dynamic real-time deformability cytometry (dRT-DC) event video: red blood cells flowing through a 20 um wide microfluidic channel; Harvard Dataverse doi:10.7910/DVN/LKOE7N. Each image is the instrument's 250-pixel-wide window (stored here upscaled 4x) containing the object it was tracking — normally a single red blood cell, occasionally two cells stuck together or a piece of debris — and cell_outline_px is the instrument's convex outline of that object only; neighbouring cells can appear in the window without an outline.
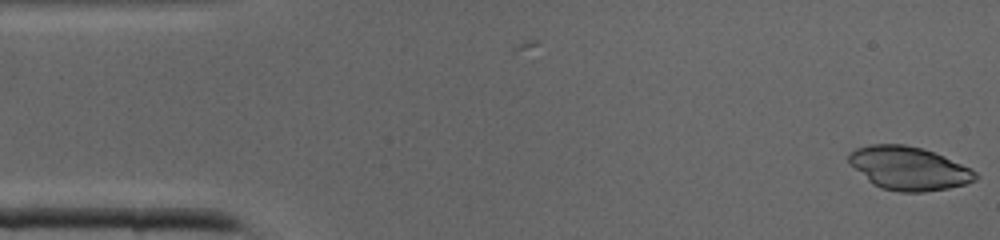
{"species": "common noctule bat (a hibernating species)", "species_latin": "Nyctalus noctula", "temperature_condition": "cold", "stored_images_in_passage": 2, "camera_frame_rate_fps": 3000, "um_per_image_px": 0.085, "animal": {"sex": "male", "body_mass_g": 19.0, "forearm_length_mm": 50.8}, "frame": {"image": 1, "passage_image": 2, "time_ms": 0.333, "image_size_px": [1000, 240], "cell_outline_px": [[980, 176], [976, 180], [964, 184], [948, 188], [924, 192], [900, 192], [880, 188], [872, 184], [848, 160], [848, 152], [856, 148], [872, 144], [904, 144], [920, 148], [944, 156], [976, 172]], "centroid_in_image_um": [77.24, 14.31], "position_along_channel_um": 7.8, "area_um2": 31.67}}